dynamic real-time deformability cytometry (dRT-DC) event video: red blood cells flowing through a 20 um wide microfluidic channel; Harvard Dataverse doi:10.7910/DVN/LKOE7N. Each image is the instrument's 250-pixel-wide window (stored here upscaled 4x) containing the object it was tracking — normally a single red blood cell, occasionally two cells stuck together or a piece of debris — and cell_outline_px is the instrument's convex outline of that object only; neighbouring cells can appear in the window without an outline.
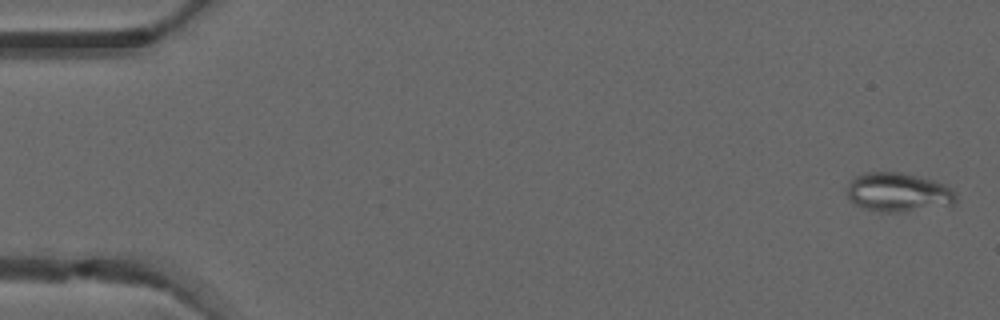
{"species": "common noctule bat (a hibernating species)", "species_latin": "Nyctalus noctula", "temperature_condition": "warm", "stored_images_in_passage": 5, "segment_of_instrument_passage": [1, 2], "camera_frame_rate_fps": 3000, "um_per_image_px": 0.085, "animal": {"sex": "male", "forearm_length_mm": 52.5}, "frame": {"image": 1, "passage_image": 1, "time_ms": 0.0, "image_size_px": [1000, 320], "cell_outline_px": [[956, 204], [900, 212], [880, 212], [864, 208], [856, 204], [848, 196], [848, 184], [856, 176], [864, 172], [900, 172], [920, 176], [936, 180], [952, 188], [956, 192]], "centroid_in_image_um": [76.4, 16.33], "position_along_channel_um": 8.6, "area_um2": 24.85}}